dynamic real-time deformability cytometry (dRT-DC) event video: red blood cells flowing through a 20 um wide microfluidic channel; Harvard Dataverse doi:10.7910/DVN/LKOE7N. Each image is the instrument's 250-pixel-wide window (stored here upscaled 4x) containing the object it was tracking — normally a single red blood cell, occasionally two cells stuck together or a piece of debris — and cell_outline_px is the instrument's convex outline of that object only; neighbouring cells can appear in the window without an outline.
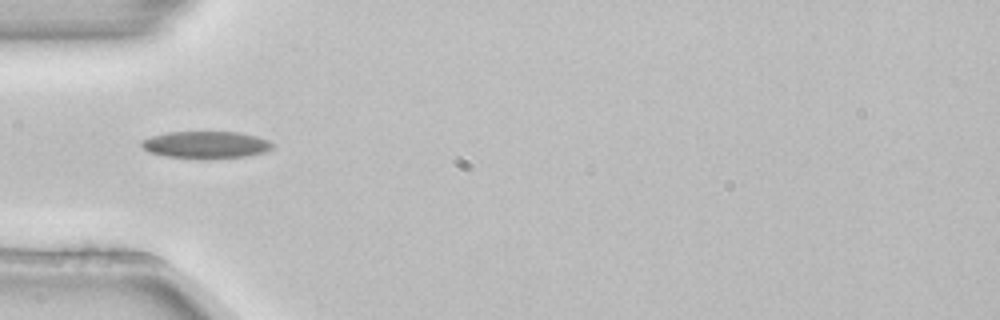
{"species": "common noctule bat (a hibernating species)", "species_latin": "Nyctalus noctula", "temperature_condition": "room temperature", "stored_images_in_passage": 2, "camera_frame_rate_fps": 3000, "um_per_image_px": 0.085, "animal": {"sex": "female", "body_mass_g": 22.7, "forearm_length_mm": 54.2}, "frame": {"image": 1, "passage_image": 1, "time_ms": 0.0, "image_size_px": [1000, 320], "cell_outline_px": [[272, 148], [264, 152], [248, 156], [164, 156], [148, 152], [140, 144], [140, 140], [152, 136], [168, 132], [240, 132], [256, 136], [268, 140], [272, 144]], "centroid_in_image_um": [17.47, 12.26], "position_along_channel_um": 67.5, "area_um2": 19.83}}